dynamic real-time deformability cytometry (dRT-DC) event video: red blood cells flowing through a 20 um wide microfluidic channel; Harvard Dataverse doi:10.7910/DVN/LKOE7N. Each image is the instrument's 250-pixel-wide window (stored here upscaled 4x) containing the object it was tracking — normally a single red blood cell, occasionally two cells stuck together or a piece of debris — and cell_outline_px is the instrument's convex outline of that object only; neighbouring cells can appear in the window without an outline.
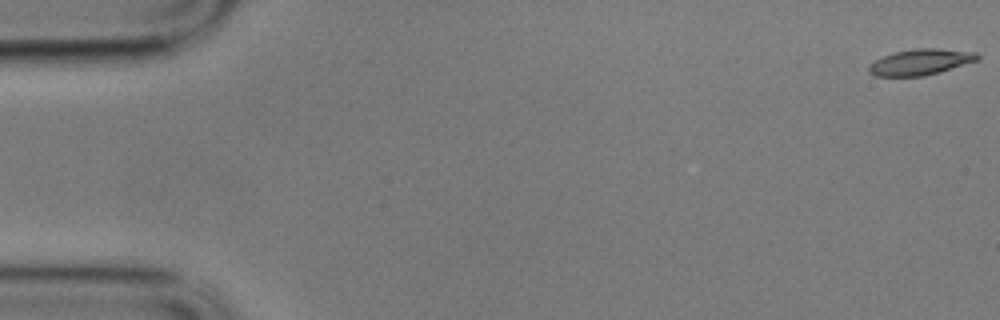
{"species": "common noctule bat (a hibernating species)", "species_latin": "Nyctalus noctula", "temperature_condition": "cold", "stored_images_in_passage": 59, "camera_frame_rate_fps": 3000, "um_per_image_px": 0.085, "animal": {"sex": "male", "body_mass_g": 17.9}, "frame": {"image": 1, "passage_image": 1, "time_ms": 0.0, "image_size_px": [1000, 320], "cell_outline_px": [[980, 56], [976, 60], [940, 72], [924, 76], [876, 76], [868, 72], [868, 68], [876, 60], [884, 56], [896, 52], [916, 48], [940, 48], [976, 52]], "centroid_in_image_um": [78.26, 5.27], "position_along_channel_um": 6.7, "area_um2": 16.18}}
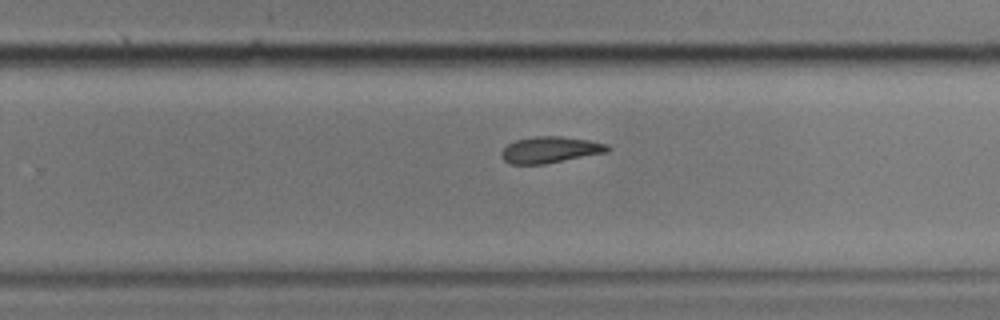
{"frame": {"image": 2, "passage_image": 38, "time_ms": 12.333, "image_size_px": [1000, 320], "cell_outline_px": [[612, 148], [608, 152], [544, 164], [508, 164], [504, 160], [500, 152], [508, 144], [516, 140], [536, 136], [560, 136], [588, 140], [608, 144]], "centroid_in_image_um": [46.78, 12.73], "position_along_channel_um": 283.0, "area_um2": 16.3}}
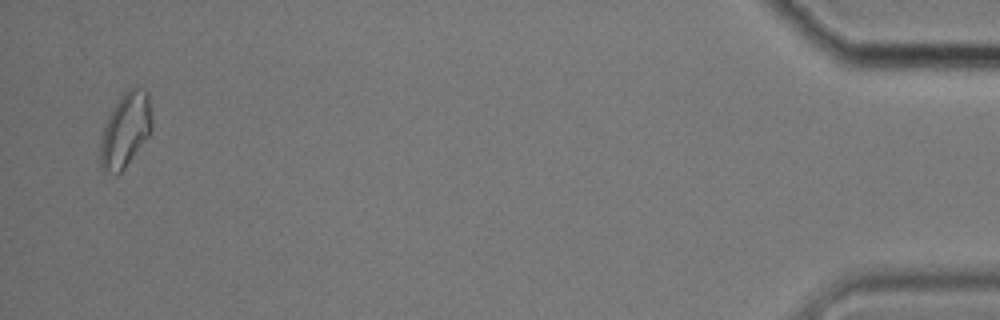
{"frame": {"image": 3, "passage_image": 58, "time_ms": 19.0, "image_size_px": [1000, 320], "cell_outline_px": [[152, 128], [148, 136], [124, 168], [116, 176], [100, 168], [100, 144], [104, 124], [108, 116], [124, 92], [128, 88], [140, 84], [148, 92], [152, 116]], "centroid_in_image_um": [10.67, 11.01], "position_along_channel_um": 424.5, "area_um2": 22.48}, "authors_computed_cell_mechanics": {"area_um2": 16.7042, "velocity_mm_per_s": 3.3821, "shape_relaxation_time_tau1_ms": 6.0395, "shape_relaxation_time_tau2_ms": null, "deformation_change_tau1": 0.1655, "deformation_change_tau2": null}}